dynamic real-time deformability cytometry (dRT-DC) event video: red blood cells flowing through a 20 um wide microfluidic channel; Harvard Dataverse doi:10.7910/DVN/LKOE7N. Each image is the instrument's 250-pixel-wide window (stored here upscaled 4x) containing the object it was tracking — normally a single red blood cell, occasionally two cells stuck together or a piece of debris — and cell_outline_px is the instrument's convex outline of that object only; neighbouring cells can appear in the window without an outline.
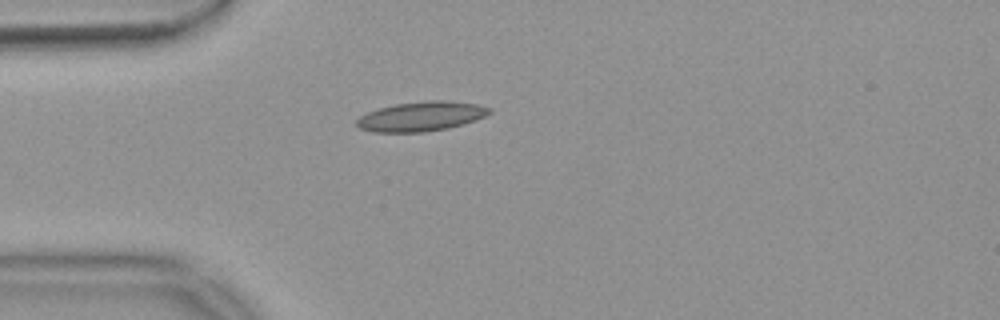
{"species": "common noctule bat (a hibernating species)", "species_latin": "Nyctalus noctula", "temperature_condition": "warm", "stored_images_in_passage": 36, "camera_frame_rate_fps": 3000, "um_per_image_px": 0.085, "animal": {"sex": "female", "body_mass_g": 18.4}, "frame": {"image": 1, "passage_image": 1, "time_ms": 0.0, "image_size_px": [1000, 320], "cell_outline_px": [[492, 112], [476, 120], [464, 124], [448, 128], [424, 132], [372, 132], [360, 128], [356, 124], [356, 120], [360, 116], [368, 112], [380, 108], [396, 104], [428, 100], [448, 100], [476, 104], [492, 108]], "centroid_in_image_um": [35.82, 9.89], "position_along_channel_um": 49.2, "area_um2": 22.89}}
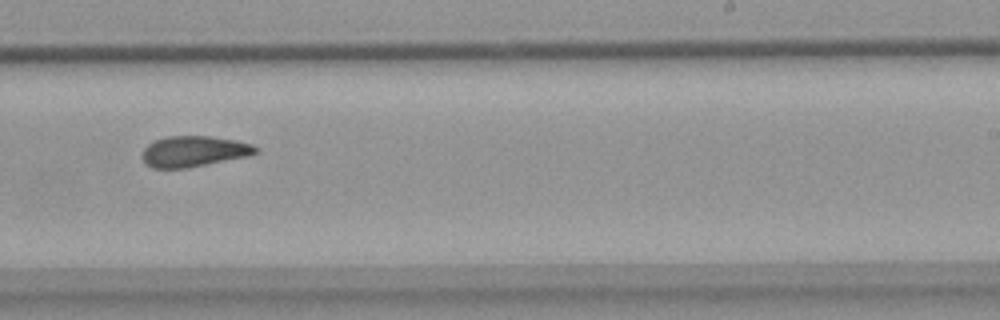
{"frame": {"image": 2, "passage_image": 20, "time_ms": 6.333, "image_size_px": [1000, 320], "cell_outline_px": [[260, 148], [256, 152], [248, 156], [188, 168], [152, 168], [144, 164], [140, 156], [144, 148], [152, 140], [168, 136], [208, 136], [236, 140], [252, 144]], "centroid_in_image_um": [16.43, 12.87], "position_along_channel_um": 272.6, "area_um2": 20.63}}
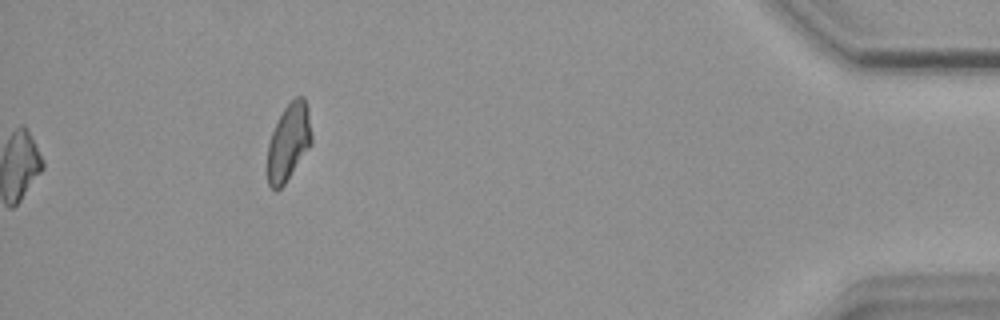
{"frame": {"image": 3, "passage_image": 36, "time_ms": 11.667, "image_size_px": [1000, 320], "cell_outline_px": [[312, 144], [284, 184], [276, 192], [268, 184], [268, 144], [272, 132], [284, 108], [296, 96], [304, 96], [308, 108], [312, 136]], "centroid_in_image_um": [24.55, 12.07], "position_along_channel_um": 410.7, "area_um2": 19.65}, "authors_computed_cell_mechanics": {"area_um2": 20.7502, "velocity_mm_per_s": 3.7119, "shape_relaxation_time_tau1_ms": null, "shape_relaxation_time_tau2_ms": 3.501, "deformation_change_tau1": null, "deformation_change_tau2": 0.1128}}